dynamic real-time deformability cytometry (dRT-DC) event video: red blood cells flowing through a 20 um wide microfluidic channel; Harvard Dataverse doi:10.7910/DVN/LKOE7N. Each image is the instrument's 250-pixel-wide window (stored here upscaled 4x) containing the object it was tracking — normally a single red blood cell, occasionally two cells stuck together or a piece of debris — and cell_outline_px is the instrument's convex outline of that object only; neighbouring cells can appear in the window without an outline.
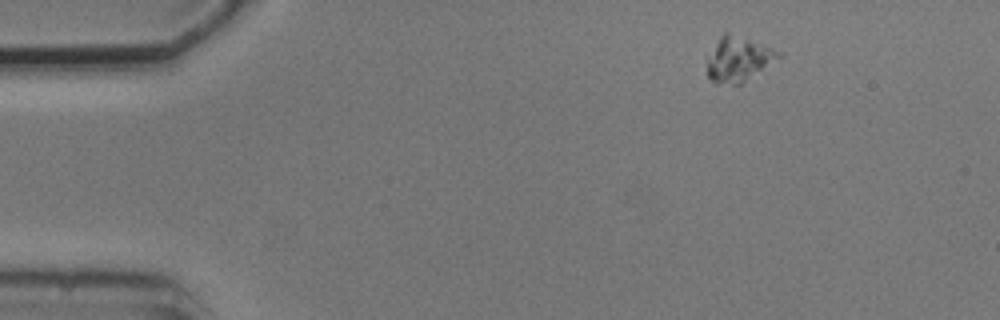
{"species": "common noctule bat (a hibernating species)", "species_latin": "Nyctalus noctula", "temperature_condition": "cold", "stored_images_in_passage": 4, "camera_frame_rate_fps": 3000, "um_per_image_px": 0.085, "animal": {"sex": "male", "body_mass_g": 20.5, "forearm_length_mm": 52.5}, "frame": {"image": 1, "passage_image": 1, "time_ms": 0.0, "image_size_px": [1000, 320], "cell_outline_px": [[784, 56], [740, 84], [716, 84], [708, 76], [708, 60], [720, 36], [724, 32], [728, 32], [764, 44], [780, 52]], "centroid_in_image_um": [62.81, 5.03], "position_along_channel_um": 22.2, "area_um2": 18.38}}